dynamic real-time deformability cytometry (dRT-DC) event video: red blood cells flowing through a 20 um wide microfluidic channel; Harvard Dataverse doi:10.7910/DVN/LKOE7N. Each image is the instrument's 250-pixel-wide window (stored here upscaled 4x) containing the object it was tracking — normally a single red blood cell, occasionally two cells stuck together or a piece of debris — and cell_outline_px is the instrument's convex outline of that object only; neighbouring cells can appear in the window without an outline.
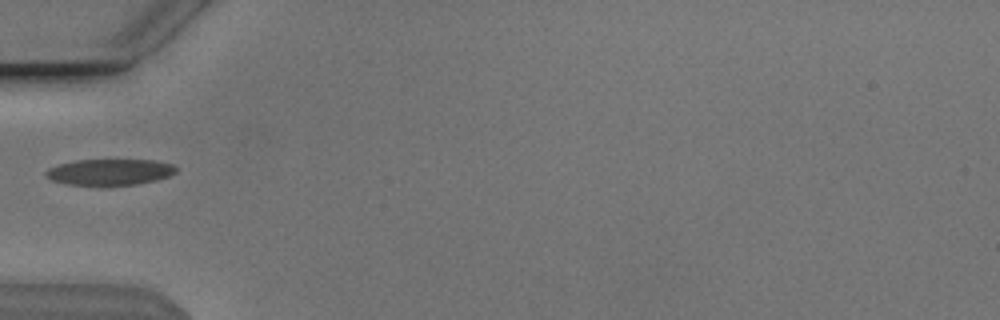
{"species": "Egyptian fruit bat (a non-hibernating species)", "species_latin": "Rousettus aegyptiacus", "temperature_condition": "cold", "stored_images_in_passage": 37, "camera_frame_rate_fps": 3000, "um_per_image_px": 0.085, "animal": {"sex": "male"}, "frame": {"image": 1, "passage_image": 1, "time_ms": 0.0, "image_size_px": [1000, 320], "cell_outline_px": [[176, 172], [168, 176], [156, 180], [136, 184], [100, 188], [68, 184], [52, 180], [44, 176], [44, 172], [48, 168], [60, 164], [76, 160], [152, 160], [172, 164], [176, 168]], "centroid_in_image_um": [9.27, 14.66], "position_along_channel_um": 75.7, "area_um2": 20.4}}
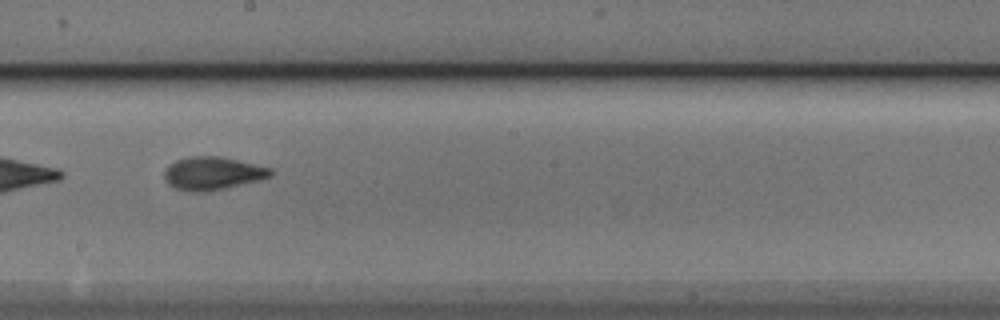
{"frame": {"image": 2, "passage_image": 13, "time_ms": 4.0, "image_size_px": [1000, 320], "cell_outline_px": [[272, 176], [224, 188], [196, 192], [176, 188], [168, 184], [164, 176], [164, 168], [168, 164], [176, 160], [188, 156], [216, 156], [236, 160], [272, 168]], "centroid_in_image_um": [18.01, 14.71], "position_along_channel_um": 230.2, "area_um2": 20.06}}
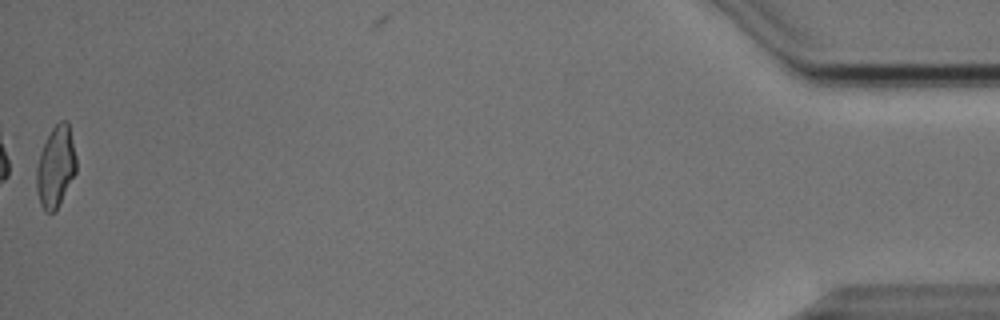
{"frame": {"image": 3, "passage_image": 36, "time_ms": 11.667, "image_size_px": [1000, 320], "cell_outline_px": [[76, 172], [56, 208], [52, 212], [44, 212], [40, 204], [36, 192], [36, 168], [40, 152], [52, 128], [60, 120], [68, 120], [76, 156]], "centroid_in_image_um": [4.72, 14.15], "position_along_channel_um": 430.5, "area_um2": 18.67}}